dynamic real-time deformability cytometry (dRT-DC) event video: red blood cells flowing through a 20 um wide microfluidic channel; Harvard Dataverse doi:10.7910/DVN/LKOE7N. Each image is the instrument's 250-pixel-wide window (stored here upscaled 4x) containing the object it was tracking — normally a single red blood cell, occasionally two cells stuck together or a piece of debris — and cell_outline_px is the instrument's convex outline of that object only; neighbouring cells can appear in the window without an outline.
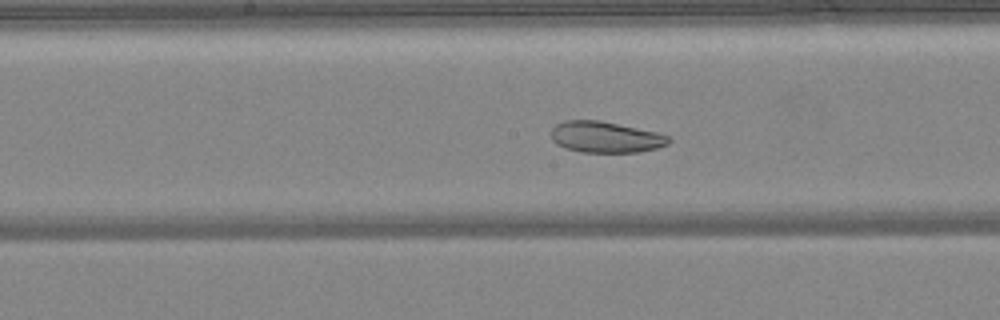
{"species": "common noctule bat (a hibernating species)", "species_latin": "Nyctalus noctula", "temperature_condition": "warm", "stored_images_in_passage": 50, "camera_frame_rate_fps": 3000, "um_per_image_px": 0.085, "animal": {"sex": "female", "body_mass_g": 24.6, "forearm_length_mm": 56.2}, "frame": {"image": 1, "passage_image": 26, "time_ms": 8.333, "image_size_px": [1000, 320], "cell_outline_px": [[672, 140], [668, 144], [656, 148], [640, 152], [584, 152], [564, 148], [556, 144], [552, 140], [552, 128], [556, 124], [564, 120], [600, 120], [656, 132], [668, 136]], "centroid_in_image_um": [51.46, 11.65], "position_along_channel_um": 196.7, "area_um2": 21.33}}
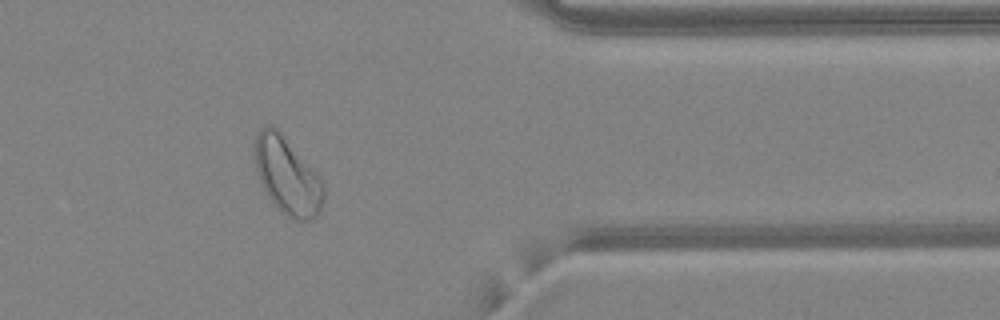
{"frame": {"image": 2, "passage_image": 41, "time_ms": 13.333, "image_size_px": [1000, 320], "cell_outline_px": [[324, 196], [320, 212], [312, 220], [292, 220], [276, 208], [268, 196], [256, 172], [256, 132], [264, 124], [272, 124], [280, 132], [324, 184]], "centroid_in_image_um": [24.41, 14.98], "position_along_channel_um": 387.0, "area_um2": 30.35}}
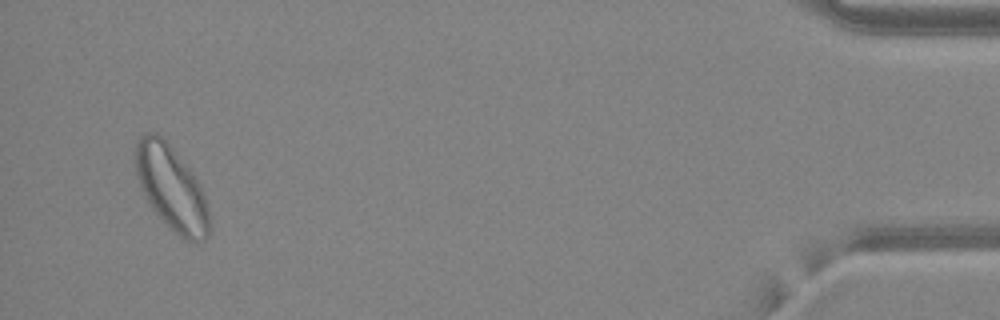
{"frame": {"image": 3, "passage_image": 48, "time_ms": 15.667, "image_size_px": [1000, 320], "cell_outline_px": [[212, 228], [208, 236], [204, 240], [192, 244], [184, 240], [152, 208], [144, 196], [136, 176], [136, 140], [144, 132], [156, 132], [164, 136], [192, 172], [200, 184], [204, 192], [208, 208]], "centroid_in_image_um": [14.6, 15.97], "position_along_channel_um": 420.6, "area_um2": 36.76}}